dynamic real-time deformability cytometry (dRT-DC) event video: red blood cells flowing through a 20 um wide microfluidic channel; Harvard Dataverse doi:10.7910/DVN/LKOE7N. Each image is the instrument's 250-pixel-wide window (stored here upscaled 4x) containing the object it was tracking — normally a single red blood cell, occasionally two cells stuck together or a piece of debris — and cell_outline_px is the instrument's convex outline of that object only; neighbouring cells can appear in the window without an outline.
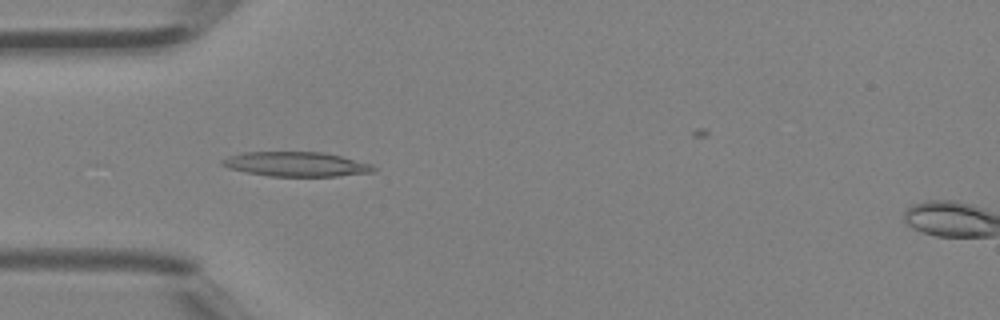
{"species": "Egyptian fruit bat (a non-hibernating species)", "species_latin": "Rousettus aegyptiacus", "temperature_condition": "room temperature", "stored_images_in_passage": 36, "camera_frame_rate_fps": 3000, "um_per_image_px": 0.085, "animal": {"sex": "female"}, "frame": {"image": 1, "passage_image": 14, "time_ms": 4.333, "image_size_px": [1000, 320], "cell_outline_px": [[376, 172], [336, 176], [268, 176], [228, 168], [220, 164], [220, 160], [228, 156], [244, 152], [324, 152], [372, 164], [376, 168]], "centroid_in_image_um": [25.17, 13.95], "position_along_channel_um": 59.8, "area_um2": 21.68}}
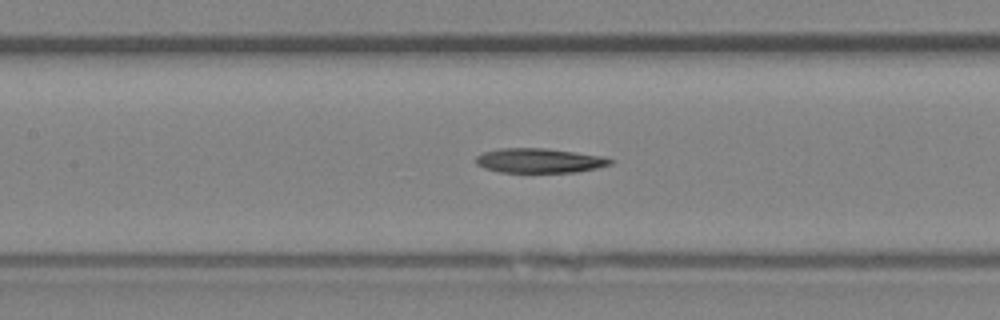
{"frame": {"image": 2, "passage_image": 21, "time_ms": 6.667, "image_size_px": [1000, 320], "cell_outline_px": [[612, 164], [596, 168], [576, 172], [500, 172], [484, 168], [476, 164], [476, 156], [484, 152], [500, 148], [544, 148], [576, 152], [604, 156], [612, 160]], "centroid_in_image_um": [45.84, 13.65], "position_along_channel_um": 161.6, "area_um2": 19.19}}
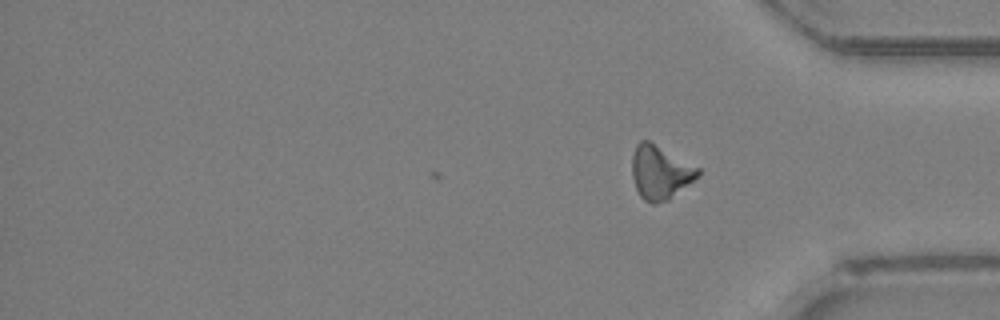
{"frame": {"image": 3, "passage_image": 36, "time_ms": 11.667, "image_size_px": [1000, 320], "cell_outline_px": [[700, 172], [692, 180], [668, 200], [652, 204], [644, 200], [640, 196], [636, 188], [632, 176], [632, 152], [636, 144], [640, 140], [648, 140], [700, 168]], "centroid_in_image_um": [56.06, 14.63], "position_along_channel_um": 379.1, "area_um2": 20.35}}